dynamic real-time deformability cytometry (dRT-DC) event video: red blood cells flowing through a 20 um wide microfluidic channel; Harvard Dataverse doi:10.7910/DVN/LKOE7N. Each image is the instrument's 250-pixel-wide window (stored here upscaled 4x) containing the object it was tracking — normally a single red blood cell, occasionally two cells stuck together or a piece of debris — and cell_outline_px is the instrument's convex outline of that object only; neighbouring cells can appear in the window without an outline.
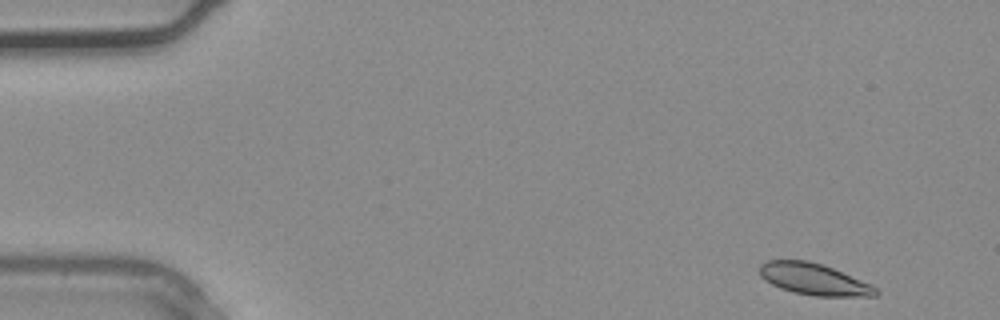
{"species": "common noctule bat (a hibernating species)", "species_latin": "Nyctalus noctula", "temperature_condition": "warm", "stored_images_in_passage": 34, "camera_frame_rate_fps": 3000, "um_per_image_px": 0.085, "animal": {"sex": "male", "body_mass_g": 20.4}, "frame": {"image": 1, "passage_image": 1, "time_ms": 0.0, "image_size_px": [1000, 320], "cell_outline_px": [[880, 292], [876, 296], [812, 296], [792, 292], [780, 288], [764, 280], [760, 276], [760, 264], [768, 260], [808, 260], [832, 268], [872, 284]], "centroid_in_image_um": [69.18, 23.74], "position_along_channel_um": 15.8, "area_um2": 21.39}}